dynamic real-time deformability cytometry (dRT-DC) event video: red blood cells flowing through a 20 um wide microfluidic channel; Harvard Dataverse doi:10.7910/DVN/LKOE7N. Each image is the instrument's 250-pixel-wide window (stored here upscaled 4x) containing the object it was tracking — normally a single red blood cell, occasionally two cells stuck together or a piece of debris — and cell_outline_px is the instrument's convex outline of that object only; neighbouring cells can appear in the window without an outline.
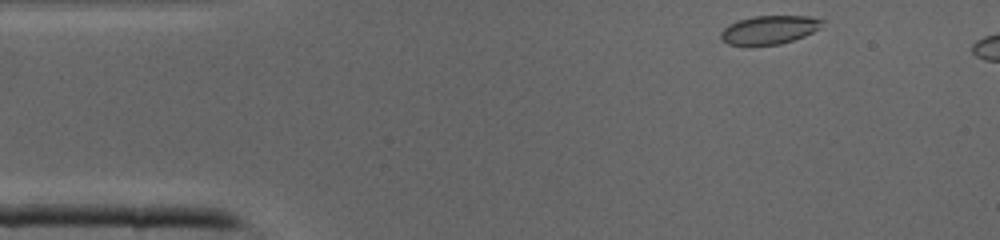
{"species": "common noctule bat (a hibernating species)", "species_latin": "Nyctalus noctula", "temperature_condition": "cold", "stored_images_in_passage": 35, "camera_frame_rate_fps": 3000, "um_per_image_px": 0.085, "animal": {"sex": "male", "body_mass_g": 19.0, "forearm_length_mm": 50.8}, "frame": {"image": 1, "passage_image": 1, "time_ms": 0.0, "image_size_px": [1000, 240], "cell_outline_px": [[824, 20], [820, 28], [804, 36], [780, 44], [728, 44], [720, 40], [720, 32], [728, 24], [740, 20], [756, 16], [812, 16]], "centroid_in_image_um": [65.39, 2.52], "position_along_channel_um": 19.6, "area_um2": 16.65}}
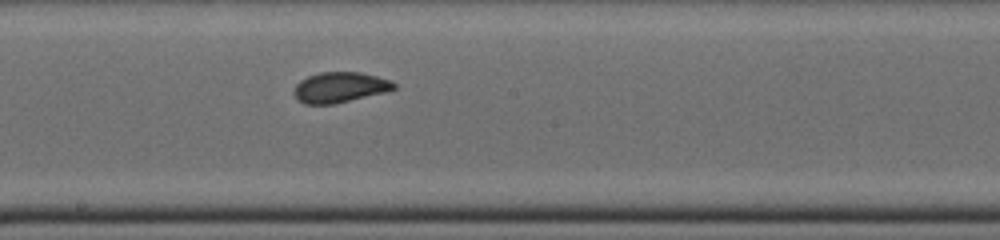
{"frame": {"image": 2, "passage_image": 18, "time_ms": 5.667, "image_size_px": [1000, 240], "cell_outline_px": [[396, 88], [384, 92], [332, 104], [304, 104], [296, 100], [292, 92], [296, 84], [300, 80], [308, 76], [320, 72], [360, 72], [376, 76], [388, 80], [396, 84]], "centroid_in_image_um": [28.81, 7.42], "position_along_channel_um": 219.4, "area_um2": 17.63}}
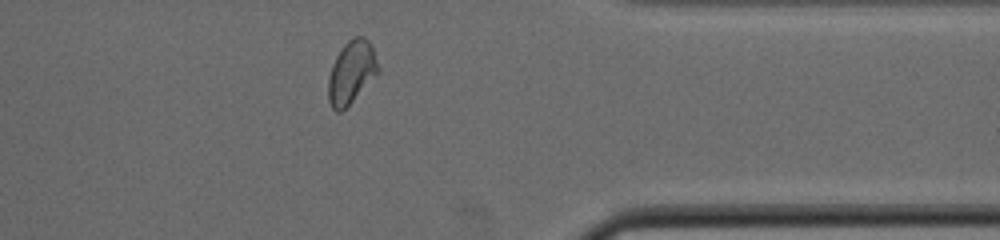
{"frame": {"image": 3, "passage_image": 29, "time_ms": 9.333, "image_size_px": [1000, 240], "cell_outline_px": [[380, 72], [340, 112], [336, 112], [332, 108], [328, 100], [328, 80], [332, 64], [340, 48], [352, 36], [364, 36], [372, 44], [380, 68]], "centroid_in_image_um": [29.88, 6.09], "position_along_channel_um": 381.5, "area_um2": 18.38}}